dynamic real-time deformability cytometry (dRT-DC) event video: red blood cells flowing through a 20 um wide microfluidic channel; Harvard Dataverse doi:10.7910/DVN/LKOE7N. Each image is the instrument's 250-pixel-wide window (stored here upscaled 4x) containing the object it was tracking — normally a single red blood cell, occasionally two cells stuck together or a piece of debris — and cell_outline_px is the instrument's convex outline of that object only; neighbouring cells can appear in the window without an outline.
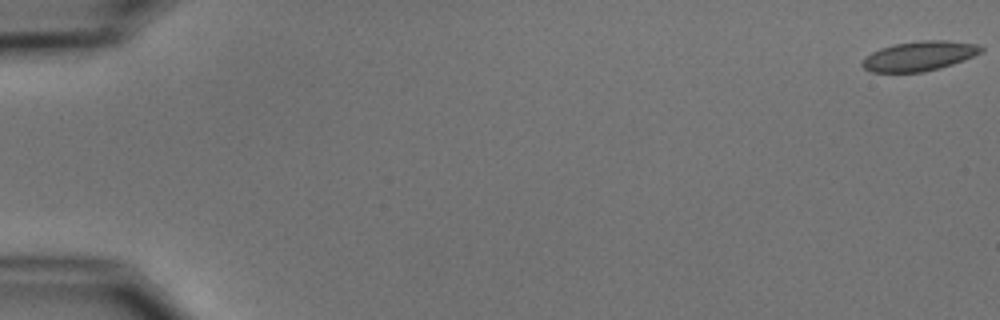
{"species": "common noctule bat (a hibernating species)", "species_latin": "Nyctalus noctula", "temperature_condition": "cold", "stored_images_in_passage": 6, "camera_frame_rate_fps": 3000, "um_per_image_px": 0.085, "animal": {"sex": "male", "body_mass_g": 15.6}, "frame": {"image": 1, "passage_image": 1, "time_ms": 0.0, "image_size_px": [1000, 320], "cell_outline_px": [[984, 48], [980, 52], [964, 60], [940, 68], [924, 72], [872, 72], [864, 68], [860, 64], [864, 56], [880, 48], [892, 44], [920, 40], [948, 40], [976, 44]], "centroid_in_image_um": [78.09, 4.76], "position_along_channel_um": 6.9, "area_um2": 20.63}}